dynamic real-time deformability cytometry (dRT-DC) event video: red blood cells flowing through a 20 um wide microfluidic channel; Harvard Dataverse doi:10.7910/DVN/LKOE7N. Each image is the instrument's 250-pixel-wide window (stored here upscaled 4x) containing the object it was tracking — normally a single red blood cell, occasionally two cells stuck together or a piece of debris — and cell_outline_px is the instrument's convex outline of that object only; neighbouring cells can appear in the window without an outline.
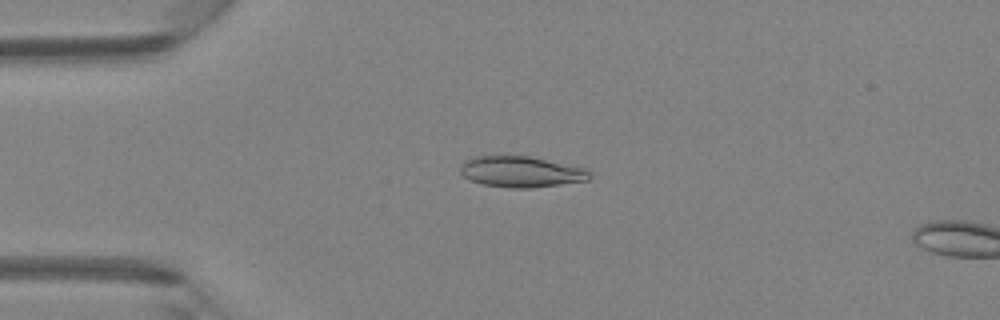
{"species": "Egyptian fruit bat (a non-hibernating species)", "species_latin": "Rousettus aegyptiacus", "temperature_condition": "room temperature", "stored_images_in_passage": 5, "camera_frame_rate_fps": 3000, "um_per_image_px": 0.085, "animal": {"sex": "female"}, "frame": {"image": 1, "passage_image": 2, "time_ms": 1.0, "image_size_px": [1000, 320], "cell_outline_px": [[592, 176], [588, 180], [532, 188], [508, 188], [484, 184], [472, 180], [464, 176], [460, 172], [460, 168], [464, 160], [476, 156], [528, 156], [588, 168], [592, 172]], "centroid_in_image_um": [44.34, 14.6], "position_along_channel_um": 40.7, "area_um2": 23.35}}
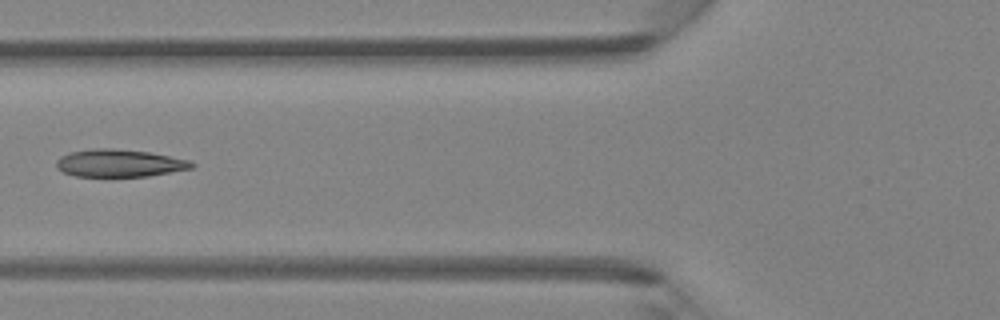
{"frame": {"image": 2, "passage_image": 4, "time_ms": 3.333, "image_size_px": [1000, 320], "cell_outline_px": [[196, 164], [192, 168], [148, 176], [76, 176], [64, 172], [56, 168], [56, 160], [60, 156], [72, 152], [92, 148], [112, 148], [148, 152], [192, 160]], "centroid_in_image_um": [10.16, 13.86], "position_along_channel_um": 115.6, "area_um2": 21.68}}
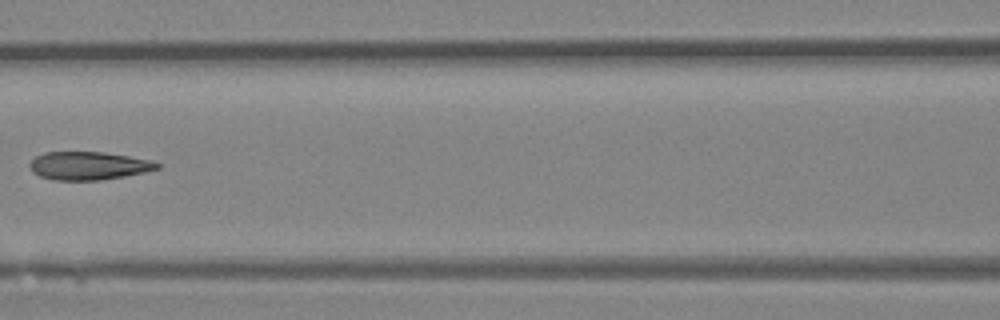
{"frame": {"image": 3, "passage_image": 5, "time_ms": 4.333, "image_size_px": [1000, 320], "cell_outline_px": [[160, 168], [144, 172], [124, 176], [100, 180], [52, 180], [40, 176], [32, 172], [28, 164], [36, 156], [44, 152], [104, 152], [152, 160], [160, 164]], "centroid_in_image_um": [7.51, 14.09], "position_along_channel_um": 159.1, "area_um2": 20.92}}